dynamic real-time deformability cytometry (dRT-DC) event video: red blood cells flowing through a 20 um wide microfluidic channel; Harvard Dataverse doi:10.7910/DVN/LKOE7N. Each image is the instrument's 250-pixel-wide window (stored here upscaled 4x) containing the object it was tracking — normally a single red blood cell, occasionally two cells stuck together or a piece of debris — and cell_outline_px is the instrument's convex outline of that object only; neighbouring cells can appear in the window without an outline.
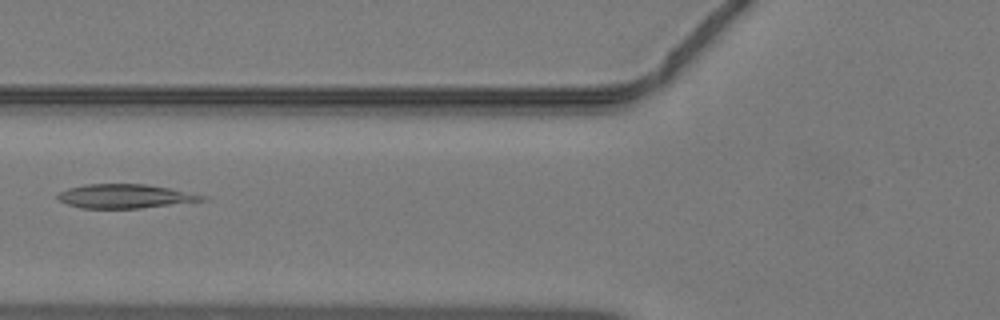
{"species": "common noctule bat (a hibernating species)", "species_latin": "Nyctalus noctula", "temperature_condition": "warm", "stored_images_in_passage": 32, "camera_frame_rate_fps": 3000, "um_per_image_px": 0.085, "animal": {"sex": "male", "body_mass_g": 19.2, "forearm_length_mm": 51.8}, "frame": {"image": 1, "passage_image": 5, "time_ms": 1.333, "image_size_px": [1000, 320], "cell_outline_px": [[212, 200], [140, 208], [80, 208], [68, 204], [60, 200], [56, 196], [60, 192], [68, 188], [88, 184], [144, 184], [168, 188], [212, 196]], "centroid_in_image_um": [10.75, 16.68], "position_along_channel_um": 115.0, "area_um2": 20.35}}
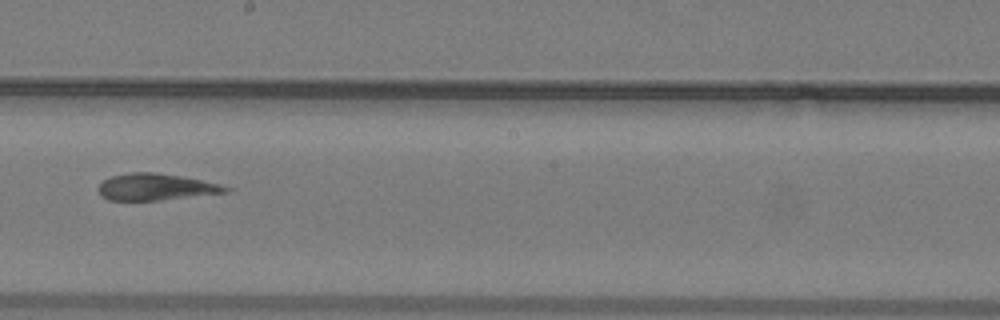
{"frame": {"image": 2, "passage_image": 13, "time_ms": 4.0, "image_size_px": [1000, 320], "cell_outline_px": [[236, 188], [232, 192], [160, 200], [108, 200], [100, 196], [96, 188], [104, 180], [112, 176], [132, 172], [152, 172], [180, 176], [220, 184]], "centroid_in_image_um": [13.29, 15.9], "position_along_channel_um": 234.9, "area_um2": 19.94}}
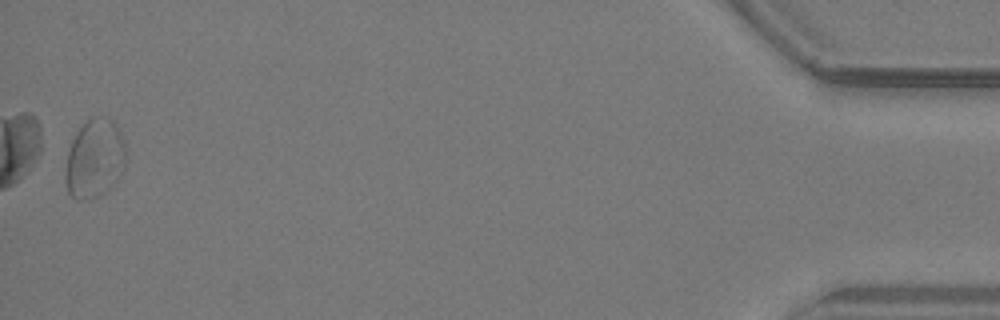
{"frame": {"image": 3, "passage_image": 32, "time_ms": 10.333, "image_size_px": [1000, 320], "cell_outline_px": [[124, 168], [116, 180], [104, 192], [88, 200], [76, 200], [68, 192], [64, 176], [68, 152], [72, 140], [76, 132], [92, 116], [104, 116], [112, 120], [116, 124], [124, 140]], "centroid_in_image_um": [8.02, 13.47], "position_along_channel_um": 427.2, "area_um2": 27.57}}